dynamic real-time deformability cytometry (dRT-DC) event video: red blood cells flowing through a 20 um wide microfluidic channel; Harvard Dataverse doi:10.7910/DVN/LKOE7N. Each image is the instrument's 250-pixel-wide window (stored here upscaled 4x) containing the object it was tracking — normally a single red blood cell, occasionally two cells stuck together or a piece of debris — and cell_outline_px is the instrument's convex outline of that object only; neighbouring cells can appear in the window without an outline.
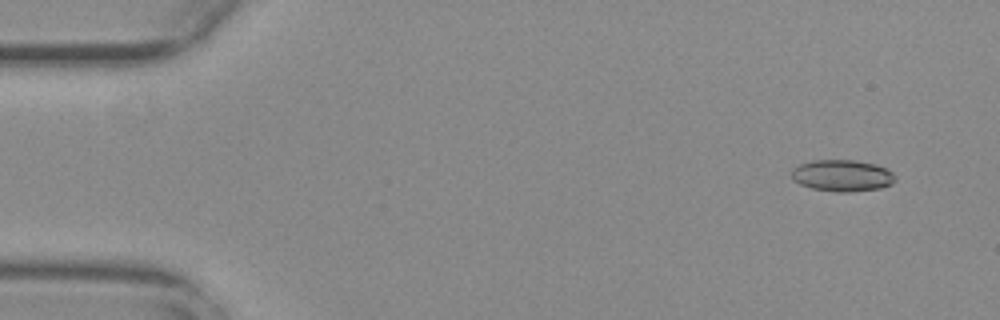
{"species": "common noctule bat (a hibernating species)", "species_latin": "Nyctalus noctula", "temperature_condition": "warm", "stored_images_in_passage": 50, "camera_frame_rate_fps": 3000, "um_per_image_px": 0.085, "animal": {"sex": "female", "body_mass_g": 29.2, "forearm_length_mm": 56.3}, "frame": {"image": 1, "passage_image": 4, "time_ms": 1.0, "image_size_px": [1000, 320], "cell_outline_px": [[896, 180], [892, 184], [880, 188], [852, 192], [836, 192], [812, 188], [800, 184], [792, 180], [792, 168], [800, 164], [812, 160], [852, 160], [876, 164], [892, 172], [896, 176]], "centroid_in_image_um": [71.59, 14.93], "position_along_channel_um": 13.4, "area_um2": 19.19}}
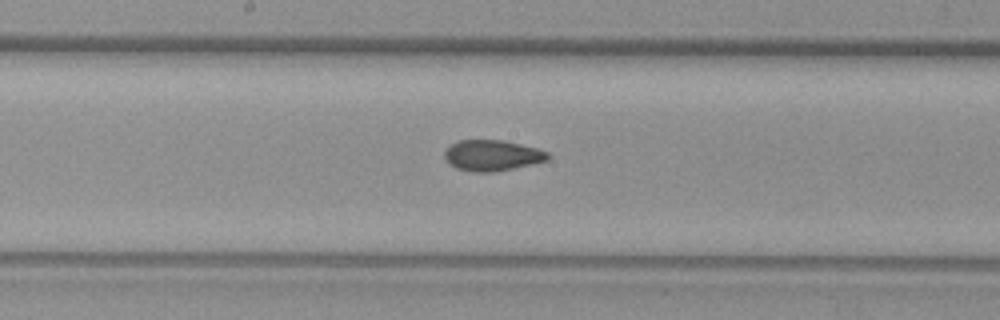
{"frame": {"image": 2, "passage_image": 29, "time_ms": 9.333, "image_size_px": [1000, 320], "cell_outline_px": [[548, 160], [496, 172], [472, 172], [456, 168], [448, 164], [444, 156], [444, 152], [452, 144], [460, 140], [504, 140], [536, 148], [548, 152]], "centroid_in_image_um": [41.8, 13.22], "position_along_channel_um": 206.4, "area_um2": 18.5}}
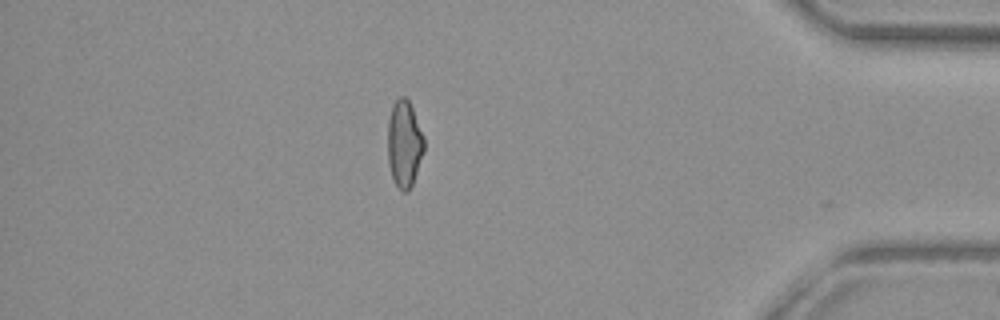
{"frame": {"image": 3, "passage_image": 48, "time_ms": 15.667, "image_size_px": [1000, 320], "cell_outline_px": [[424, 152], [412, 184], [408, 192], [404, 192], [396, 184], [392, 176], [388, 164], [388, 120], [392, 104], [400, 96], [404, 96], [408, 100], [412, 108], [424, 136]], "centroid_in_image_um": [34.36, 12.21], "position_along_channel_um": 400.8, "area_um2": 18.32}, "authors_computed_cell_mechanics": {"area_um2": 18.8139, "velocity_mm_per_s": 3.7479, "shape_relaxation_time_tau1_ms": null, "shape_relaxation_time_tau2_ms": 2.015, "deformation_change_tau1": null, "deformation_change_tau2": 0.0718}}